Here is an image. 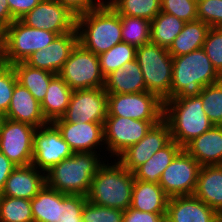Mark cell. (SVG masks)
I'll use <instances>...</instances> for the list:
<instances>
[{
	"mask_svg": "<svg viewBox=\"0 0 222 222\" xmlns=\"http://www.w3.org/2000/svg\"><path fill=\"white\" fill-rule=\"evenodd\" d=\"M76 30L78 43L96 55L122 42L120 15L110 5L77 15Z\"/></svg>",
	"mask_w": 222,
	"mask_h": 222,
	"instance_id": "obj_1",
	"label": "cell"
},
{
	"mask_svg": "<svg viewBox=\"0 0 222 222\" xmlns=\"http://www.w3.org/2000/svg\"><path fill=\"white\" fill-rule=\"evenodd\" d=\"M170 99L199 96L202 89L222 80L203 48L172 57Z\"/></svg>",
	"mask_w": 222,
	"mask_h": 222,
	"instance_id": "obj_2",
	"label": "cell"
},
{
	"mask_svg": "<svg viewBox=\"0 0 222 222\" xmlns=\"http://www.w3.org/2000/svg\"><path fill=\"white\" fill-rule=\"evenodd\" d=\"M100 156L92 152L73 153L46 172V184L64 194L87 196L94 175L106 162Z\"/></svg>",
	"mask_w": 222,
	"mask_h": 222,
	"instance_id": "obj_3",
	"label": "cell"
},
{
	"mask_svg": "<svg viewBox=\"0 0 222 222\" xmlns=\"http://www.w3.org/2000/svg\"><path fill=\"white\" fill-rule=\"evenodd\" d=\"M113 160L112 164L103 163L94 175L87 200L124 211L131 205L135 178L116 158Z\"/></svg>",
	"mask_w": 222,
	"mask_h": 222,
	"instance_id": "obj_4",
	"label": "cell"
},
{
	"mask_svg": "<svg viewBox=\"0 0 222 222\" xmlns=\"http://www.w3.org/2000/svg\"><path fill=\"white\" fill-rule=\"evenodd\" d=\"M202 106L200 96L164 101L163 119L169 124L171 139L182 148L214 126Z\"/></svg>",
	"mask_w": 222,
	"mask_h": 222,
	"instance_id": "obj_5",
	"label": "cell"
},
{
	"mask_svg": "<svg viewBox=\"0 0 222 222\" xmlns=\"http://www.w3.org/2000/svg\"><path fill=\"white\" fill-rule=\"evenodd\" d=\"M58 34L28 27L20 20H14L3 31L0 43L2 62L13 65L25 60L35 51L46 48Z\"/></svg>",
	"mask_w": 222,
	"mask_h": 222,
	"instance_id": "obj_6",
	"label": "cell"
},
{
	"mask_svg": "<svg viewBox=\"0 0 222 222\" xmlns=\"http://www.w3.org/2000/svg\"><path fill=\"white\" fill-rule=\"evenodd\" d=\"M136 60L142 71L146 90L163 102L170 99L173 61L168 49L147 43L136 50Z\"/></svg>",
	"mask_w": 222,
	"mask_h": 222,
	"instance_id": "obj_7",
	"label": "cell"
},
{
	"mask_svg": "<svg viewBox=\"0 0 222 222\" xmlns=\"http://www.w3.org/2000/svg\"><path fill=\"white\" fill-rule=\"evenodd\" d=\"M58 75L72 90L104 87L98 55L77 43Z\"/></svg>",
	"mask_w": 222,
	"mask_h": 222,
	"instance_id": "obj_8",
	"label": "cell"
},
{
	"mask_svg": "<svg viewBox=\"0 0 222 222\" xmlns=\"http://www.w3.org/2000/svg\"><path fill=\"white\" fill-rule=\"evenodd\" d=\"M107 116L127 117L143 121H161L164 102L154 93H107Z\"/></svg>",
	"mask_w": 222,
	"mask_h": 222,
	"instance_id": "obj_9",
	"label": "cell"
},
{
	"mask_svg": "<svg viewBox=\"0 0 222 222\" xmlns=\"http://www.w3.org/2000/svg\"><path fill=\"white\" fill-rule=\"evenodd\" d=\"M160 121H143L127 117L107 116L104 124V143L116 159L130 146L138 143Z\"/></svg>",
	"mask_w": 222,
	"mask_h": 222,
	"instance_id": "obj_10",
	"label": "cell"
},
{
	"mask_svg": "<svg viewBox=\"0 0 222 222\" xmlns=\"http://www.w3.org/2000/svg\"><path fill=\"white\" fill-rule=\"evenodd\" d=\"M36 129L30 124L3 117L0 123V151L16 166L31 165Z\"/></svg>",
	"mask_w": 222,
	"mask_h": 222,
	"instance_id": "obj_11",
	"label": "cell"
},
{
	"mask_svg": "<svg viewBox=\"0 0 222 222\" xmlns=\"http://www.w3.org/2000/svg\"><path fill=\"white\" fill-rule=\"evenodd\" d=\"M201 165L184 148L163 171L159 185L170 197L193 195Z\"/></svg>",
	"mask_w": 222,
	"mask_h": 222,
	"instance_id": "obj_12",
	"label": "cell"
},
{
	"mask_svg": "<svg viewBox=\"0 0 222 222\" xmlns=\"http://www.w3.org/2000/svg\"><path fill=\"white\" fill-rule=\"evenodd\" d=\"M76 17L59 1L42 0L19 20L28 27L63 35L76 30Z\"/></svg>",
	"mask_w": 222,
	"mask_h": 222,
	"instance_id": "obj_13",
	"label": "cell"
},
{
	"mask_svg": "<svg viewBox=\"0 0 222 222\" xmlns=\"http://www.w3.org/2000/svg\"><path fill=\"white\" fill-rule=\"evenodd\" d=\"M69 144L63 139L53 123L36 129L33 142L32 165L40 171L47 172L63 159L73 155Z\"/></svg>",
	"mask_w": 222,
	"mask_h": 222,
	"instance_id": "obj_14",
	"label": "cell"
},
{
	"mask_svg": "<svg viewBox=\"0 0 222 222\" xmlns=\"http://www.w3.org/2000/svg\"><path fill=\"white\" fill-rule=\"evenodd\" d=\"M108 115L107 92L104 87L73 90L66 113V122L104 124Z\"/></svg>",
	"mask_w": 222,
	"mask_h": 222,
	"instance_id": "obj_15",
	"label": "cell"
},
{
	"mask_svg": "<svg viewBox=\"0 0 222 222\" xmlns=\"http://www.w3.org/2000/svg\"><path fill=\"white\" fill-rule=\"evenodd\" d=\"M171 140L169 124L162 119L158 124L153 125L138 143L125 150L117 160L133 173Z\"/></svg>",
	"mask_w": 222,
	"mask_h": 222,
	"instance_id": "obj_16",
	"label": "cell"
},
{
	"mask_svg": "<svg viewBox=\"0 0 222 222\" xmlns=\"http://www.w3.org/2000/svg\"><path fill=\"white\" fill-rule=\"evenodd\" d=\"M53 124L60 131L63 139L69 144L74 153H98L96 148L104 145L103 124L93 122H66L63 118ZM95 149V150H94Z\"/></svg>",
	"mask_w": 222,
	"mask_h": 222,
	"instance_id": "obj_17",
	"label": "cell"
},
{
	"mask_svg": "<svg viewBox=\"0 0 222 222\" xmlns=\"http://www.w3.org/2000/svg\"><path fill=\"white\" fill-rule=\"evenodd\" d=\"M77 43V30L58 35L46 48L30 55L25 63L30 67L58 75Z\"/></svg>",
	"mask_w": 222,
	"mask_h": 222,
	"instance_id": "obj_18",
	"label": "cell"
},
{
	"mask_svg": "<svg viewBox=\"0 0 222 222\" xmlns=\"http://www.w3.org/2000/svg\"><path fill=\"white\" fill-rule=\"evenodd\" d=\"M166 222H222V217L194 195L170 197Z\"/></svg>",
	"mask_w": 222,
	"mask_h": 222,
	"instance_id": "obj_19",
	"label": "cell"
},
{
	"mask_svg": "<svg viewBox=\"0 0 222 222\" xmlns=\"http://www.w3.org/2000/svg\"><path fill=\"white\" fill-rule=\"evenodd\" d=\"M46 184V173L37 167L16 166L1 195L32 200Z\"/></svg>",
	"mask_w": 222,
	"mask_h": 222,
	"instance_id": "obj_20",
	"label": "cell"
},
{
	"mask_svg": "<svg viewBox=\"0 0 222 222\" xmlns=\"http://www.w3.org/2000/svg\"><path fill=\"white\" fill-rule=\"evenodd\" d=\"M3 117L27 123L36 128L48 124L42 113L41 104L19 83L15 85L8 111Z\"/></svg>",
	"mask_w": 222,
	"mask_h": 222,
	"instance_id": "obj_21",
	"label": "cell"
},
{
	"mask_svg": "<svg viewBox=\"0 0 222 222\" xmlns=\"http://www.w3.org/2000/svg\"><path fill=\"white\" fill-rule=\"evenodd\" d=\"M184 149L201 166L222 165V126L214 125L190 141Z\"/></svg>",
	"mask_w": 222,
	"mask_h": 222,
	"instance_id": "obj_22",
	"label": "cell"
},
{
	"mask_svg": "<svg viewBox=\"0 0 222 222\" xmlns=\"http://www.w3.org/2000/svg\"><path fill=\"white\" fill-rule=\"evenodd\" d=\"M193 195L222 217V165L201 166Z\"/></svg>",
	"mask_w": 222,
	"mask_h": 222,
	"instance_id": "obj_23",
	"label": "cell"
},
{
	"mask_svg": "<svg viewBox=\"0 0 222 222\" xmlns=\"http://www.w3.org/2000/svg\"><path fill=\"white\" fill-rule=\"evenodd\" d=\"M104 90L107 93L125 94L145 92L146 84L136 59L126 62L105 77Z\"/></svg>",
	"mask_w": 222,
	"mask_h": 222,
	"instance_id": "obj_24",
	"label": "cell"
},
{
	"mask_svg": "<svg viewBox=\"0 0 222 222\" xmlns=\"http://www.w3.org/2000/svg\"><path fill=\"white\" fill-rule=\"evenodd\" d=\"M169 197L157 183L134 180L131 208L139 211L166 214Z\"/></svg>",
	"mask_w": 222,
	"mask_h": 222,
	"instance_id": "obj_25",
	"label": "cell"
},
{
	"mask_svg": "<svg viewBox=\"0 0 222 222\" xmlns=\"http://www.w3.org/2000/svg\"><path fill=\"white\" fill-rule=\"evenodd\" d=\"M73 90L56 75L49 83L46 96L41 103L42 113L48 123H53L66 113Z\"/></svg>",
	"mask_w": 222,
	"mask_h": 222,
	"instance_id": "obj_26",
	"label": "cell"
},
{
	"mask_svg": "<svg viewBox=\"0 0 222 222\" xmlns=\"http://www.w3.org/2000/svg\"><path fill=\"white\" fill-rule=\"evenodd\" d=\"M183 148L174 140L158 150L152 157L139 166L134 172V178L159 184L163 171L173 161Z\"/></svg>",
	"mask_w": 222,
	"mask_h": 222,
	"instance_id": "obj_27",
	"label": "cell"
},
{
	"mask_svg": "<svg viewBox=\"0 0 222 222\" xmlns=\"http://www.w3.org/2000/svg\"><path fill=\"white\" fill-rule=\"evenodd\" d=\"M210 28L208 24L198 19L186 22L181 33L168 48L169 54L177 57L203 48Z\"/></svg>",
	"mask_w": 222,
	"mask_h": 222,
	"instance_id": "obj_28",
	"label": "cell"
},
{
	"mask_svg": "<svg viewBox=\"0 0 222 222\" xmlns=\"http://www.w3.org/2000/svg\"><path fill=\"white\" fill-rule=\"evenodd\" d=\"M17 82L25 87L33 97L41 104L46 96V91L50 81L56 76L55 74L30 67L25 62H17L12 65Z\"/></svg>",
	"mask_w": 222,
	"mask_h": 222,
	"instance_id": "obj_29",
	"label": "cell"
},
{
	"mask_svg": "<svg viewBox=\"0 0 222 222\" xmlns=\"http://www.w3.org/2000/svg\"><path fill=\"white\" fill-rule=\"evenodd\" d=\"M185 23L176 16L161 11L151 21L150 42L168 49Z\"/></svg>",
	"mask_w": 222,
	"mask_h": 222,
	"instance_id": "obj_30",
	"label": "cell"
},
{
	"mask_svg": "<svg viewBox=\"0 0 222 222\" xmlns=\"http://www.w3.org/2000/svg\"><path fill=\"white\" fill-rule=\"evenodd\" d=\"M122 41L136 48L150 42L151 21L120 15Z\"/></svg>",
	"mask_w": 222,
	"mask_h": 222,
	"instance_id": "obj_31",
	"label": "cell"
},
{
	"mask_svg": "<svg viewBox=\"0 0 222 222\" xmlns=\"http://www.w3.org/2000/svg\"><path fill=\"white\" fill-rule=\"evenodd\" d=\"M119 15L152 21L161 12V0H115L110 5Z\"/></svg>",
	"mask_w": 222,
	"mask_h": 222,
	"instance_id": "obj_32",
	"label": "cell"
},
{
	"mask_svg": "<svg viewBox=\"0 0 222 222\" xmlns=\"http://www.w3.org/2000/svg\"><path fill=\"white\" fill-rule=\"evenodd\" d=\"M34 222H56L57 190L47 184L31 200Z\"/></svg>",
	"mask_w": 222,
	"mask_h": 222,
	"instance_id": "obj_33",
	"label": "cell"
},
{
	"mask_svg": "<svg viewBox=\"0 0 222 222\" xmlns=\"http://www.w3.org/2000/svg\"><path fill=\"white\" fill-rule=\"evenodd\" d=\"M136 50V47L122 41L107 52L98 55L102 75L106 77L113 71L122 68L124 63L136 59Z\"/></svg>",
	"mask_w": 222,
	"mask_h": 222,
	"instance_id": "obj_34",
	"label": "cell"
},
{
	"mask_svg": "<svg viewBox=\"0 0 222 222\" xmlns=\"http://www.w3.org/2000/svg\"><path fill=\"white\" fill-rule=\"evenodd\" d=\"M0 222H34L31 200L0 194Z\"/></svg>",
	"mask_w": 222,
	"mask_h": 222,
	"instance_id": "obj_35",
	"label": "cell"
},
{
	"mask_svg": "<svg viewBox=\"0 0 222 222\" xmlns=\"http://www.w3.org/2000/svg\"><path fill=\"white\" fill-rule=\"evenodd\" d=\"M87 196L64 194L57 191L56 222H82V210Z\"/></svg>",
	"mask_w": 222,
	"mask_h": 222,
	"instance_id": "obj_36",
	"label": "cell"
},
{
	"mask_svg": "<svg viewBox=\"0 0 222 222\" xmlns=\"http://www.w3.org/2000/svg\"><path fill=\"white\" fill-rule=\"evenodd\" d=\"M199 96L208 119L214 125L222 126V80L204 87Z\"/></svg>",
	"mask_w": 222,
	"mask_h": 222,
	"instance_id": "obj_37",
	"label": "cell"
},
{
	"mask_svg": "<svg viewBox=\"0 0 222 222\" xmlns=\"http://www.w3.org/2000/svg\"><path fill=\"white\" fill-rule=\"evenodd\" d=\"M124 211L99 206L86 201L82 210V222H123Z\"/></svg>",
	"mask_w": 222,
	"mask_h": 222,
	"instance_id": "obj_38",
	"label": "cell"
},
{
	"mask_svg": "<svg viewBox=\"0 0 222 222\" xmlns=\"http://www.w3.org/2000/svg\"><path fill=\"white\" fill-rule=\"evenodd\" d=\"M17 83L12 65L2 63L0 65V114L3 116L8 111L12 93Z\"/></svg>",
	"mask_w": 222,
	"mask_h": 222,
	"instance_id": "obj_39",
	"label": "cell"
},
{
	"mask_svg": "<svg viewBox=\"0 0 222 222\" xmlns=\"http://www.w3.org/2000/svg\"><path fill=\"white\" fill-rule=\"evenodd\" d=\"M203 49L213 67L222 76V27H211L208 30Z\"/></svg>",
	"mask_w": 222,
	"mask_h": 222,
	"instance_id": "obj_40",
	"label": "cell"
},
{
	"mask_svg": "<svg viewBox=\"0 0 222 222\" xmlns=\"http://www.w3.org/2000/svg\"><path fill=\"white\" fill-rule=\"evenodd\" d=\"M161 11L169 13L184 22L197 20V1L195 0H161Z\"/></svg>",
	"mask_w": 222,
	"mask_h": 222,
	"instance_id": "obj_41",
	"label": "cell"
},
{
	"mask_svg": "<svg viewBox=\"0 0 222 222\" xmlns=\"http://www.w3.org/2000/svg\"><path fill=\"white\" fill-rule=\"evenodd\" d=\"M197 19L210 27H222V0H199Z\"/></svg>",
	"mask_w": 222,
	"mask_h": 222,
	"instance_id": "obj_42",
	"label": "cell"
},
{
	"mask_svg": "<svg viewBox=\"0 0 222 222\" xmlns=\"http://www.w3.org/2000/svg\"><path fill=\"white\" fill-rule=\"evenodd\" d=\"M165 215L166 214L139 211L129 207L124 210L123 222H166Z\"/></svg>",
	"mask_w": 222,
	"mask_h": 222,
	"instance_id": "obj_43",
	"label": "cell"
},
{
	"mask_svg": "<svg viewBox=\"0 0 222 222\" xmlns=\"http://www.w3.org/2000/svg\"><path fill=\"white\" fill-rule=\"evenodd\" d=\"M12 17L19 20L42 0H7Z\"/></svg>",
	"mask_w": 222,
	"mask_h": 222,
	"instance_id": "obj_44",
	"label": "cell"
},
{
	"mask_svg": "<svg viewBox=\"0 0 222 222\" xmlns=\"http://www.w3.org/2000/svg\"><path fill=\"white\" fill-rule=\"evenodd\" d=\"M67 6L74 14L79 15L101 6L97 0H57Z\"/></svg>",
	"mask_w": 222,
	"mask_h": 222,
	"instance_id": "obj_45",
	"label": "cell"
},
{
	"mask_svg": "<svg viewBox=\"0 0 222 222\" xmlns=\"http://www.w3.org/2000/svg\"><path fill=\"white\" fill-rule=\"evenodd\" d=\"M16 168V165L12 163L6 155L0 151V194L3 192L6 180Z\"/></svg>",
	"mask_w": 222,
	"mask_h": 222,
	"instance_id": "obj_46",
	"label": "cell"
},
{
	"mask_svg": "<svg viewBox=\"0 0 222 222\" xmlns=\"http://www.w3.org/2000/svg\"><path fill=\"white\" fill-rule=\"evenodd\" d=\"M15 19L12 17L8 1L0 0V26L5 29L7 28Z\"/></svg>",
	"mask_w": 222,
	"mask_h": 222,
	"instance_id": "obj_47",
	"label": "cell"
},
{
	"mask_svg": "<svg viewBox=\"0 0 222 222\" xmlns=\"http://www.w3.org/2000/svg\"><path fill=\"white\" fill-rule=\"evenodd\" d=\"M100 5H111L115 0H97Z\"/></svg>",
	"mask_w": 222,
	"mask_h": 222,
	"instance_id": "obj_48",
	"label": "cell"
},
{
	"mask_svg": "<svg viewBox=\"0 0 222 222\" xmlns=\"http://www.w3.org/2000/svg\"><path fill=\"white\" fill-rule=\"evenodd\" d=\"M3 31H4V29L0 26V43H1V40L3 37Z\"/></svg>",
	"mask_w": 222,
	"mask_h": 222,
	"instance_id": "obj_49",
	"label": "cell"
},
{
	"mask_svg": "<svg viewBox=\"0 0 222 222\" xmlns=\"http://www.w3.org/2000/svg\"><path fill=\"white\" fill-rule=\"evenodd\" d=\"M3 62H2V58H1V54H0V65L2 64Z\"/></svg>",
	"mask_w": 222,
	"mask_h": 222,
	"instance_id": "obj_50",
	"label": "cell"
},
{
	"mask_svg": "<svg viewBox=\"0 0 222 222\" xmlns=\"http://www.w3.org/2000/svg\"><path fill=\"white\" fill-rule=\"evenodd\" d=\"M2 118H3V115L0 114V123H1Z\"/></svg>",
	"mask_w": 222,
	"mask_h": 222,
	"instance_id": "obj_51",
	"label": "cell"
}]
</instances>
